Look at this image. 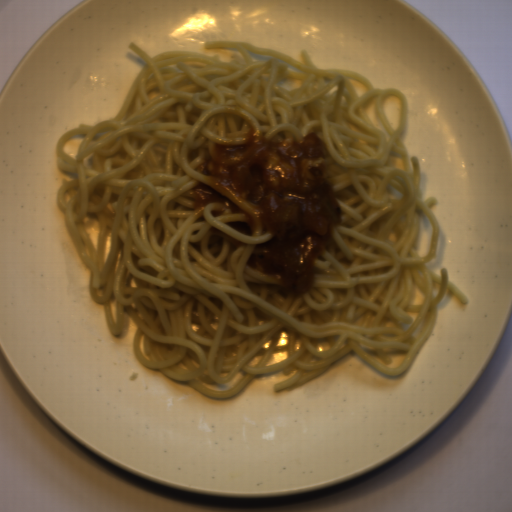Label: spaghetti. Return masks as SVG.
I'll return each mask as SVG.
<instances>
[{
	"label": "spaghetti",
	"instance_id": "1",
	"mask_svg": "<svg viewBox=\"0 0 512 512\" xmlns=\"http://www.w3.org/2000/svg\"><path fill=\"white\" fill-rule=\"evenodd\" d=\"M246 64L168 50L144 62L114 120L79 123L56 144V194L88 293L116 337L213 399L259 374L303 385L354 351L384 375L409 369L451 292L427 267L440 227L402 139L409 103L345 68H319L248 42ZM397 95L400 123L385 113ZM410 160L412 171L410 168ZM419 209L431 252H412Z\"/></svg>",
	"mask_w": 512,
	"mask_h": 512
}]
</instances>
